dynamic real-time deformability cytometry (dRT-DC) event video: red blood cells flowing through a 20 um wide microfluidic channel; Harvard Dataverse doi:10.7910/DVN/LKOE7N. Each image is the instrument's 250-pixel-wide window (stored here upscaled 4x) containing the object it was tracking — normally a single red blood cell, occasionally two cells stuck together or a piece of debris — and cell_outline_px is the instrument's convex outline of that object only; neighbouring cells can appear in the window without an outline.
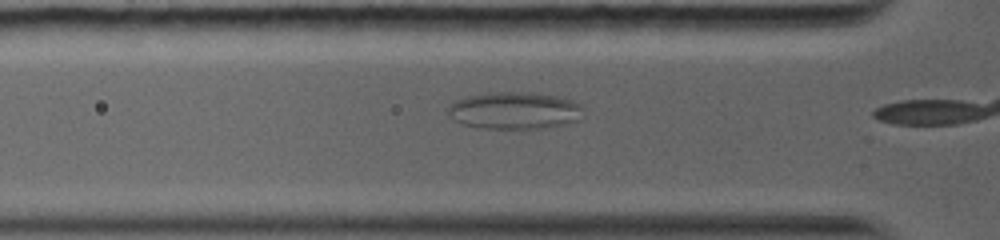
{"species": "common noctule bat (a hibernating species)", "species_latin": "Nyctalus noctula", "temperature_condition": "warm", "stored_images_in_passage": 5, "camera_frame_rate_fps": 5000, "um_per_image_px": 0.085, "animal": {"sex": "female", "body_mass_g": 19.0, "forearm_length_mm": 56.7}, "frame": {"image": 1, "passage_image": 4, "time_ms": 1.6, "image_size_px": [1000, 240], "cell_outline_px": [[584, 108], [580, 120], [568, 124], [544, 128], [476, 128], [452, 120], [448, 116], [448, 108], [452, 100], [468, 96], [488, 92], [528, 92], [556, 96], [572, 100], [584, 104]], "centroid_in_image_um": [43.74, 9.39], "position_along_channel_um": 82.1, "area_um2": 29.82}}